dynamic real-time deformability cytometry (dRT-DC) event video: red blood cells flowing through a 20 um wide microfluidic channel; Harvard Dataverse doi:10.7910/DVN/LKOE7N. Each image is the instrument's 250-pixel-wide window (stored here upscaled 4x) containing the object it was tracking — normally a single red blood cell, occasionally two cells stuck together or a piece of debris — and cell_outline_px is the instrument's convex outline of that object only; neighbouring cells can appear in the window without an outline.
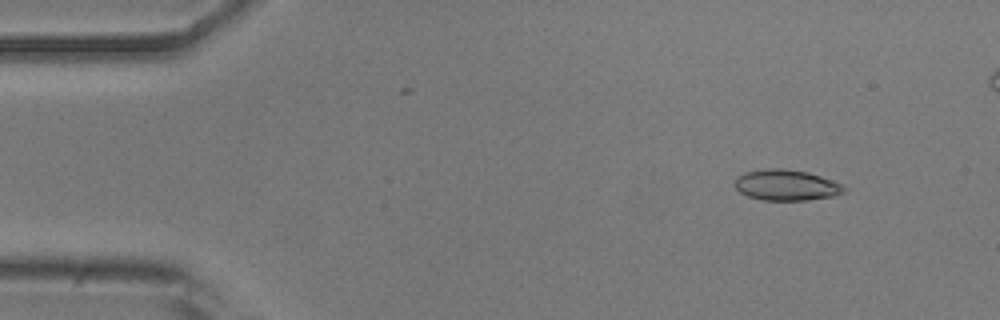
{"species": "common noctule bat (a hibernating species)", "species_latin": "Nyctalus noctula", "temperature_condition": "room temperature", "stored_images_in_passage": 46, "camera_frame_rate_fps": 3000, "um_per_image_px": 0.085, "animal": {"sex": "male", "body_mass_g": 20.5, "forearm_length_mm": 52.5}, "frame": {"image": 1, "passage_image": 1, "time_ms": 0.0, "image_size_px": [1000, 320], "cell_outline_px": [[848, 188], [844, 192], [832, 196], [808, 200], [764, 200], [748, 196], [740, 192], [732, 184], [744, 172], [768, 168], [780, 168], [808, 172], [844, 184]], "centroid_in_image_um": [66.86, 15.73], "position_along_channel_um": 18.1, "area_um2": 19.65}}
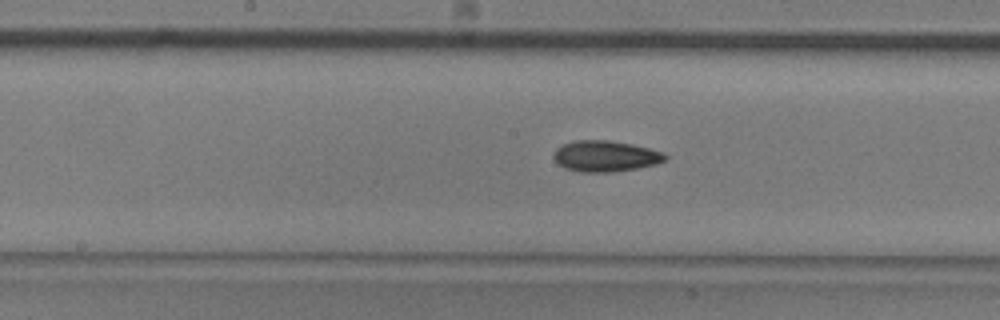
{"frame": {"image": 2, "passage_image": 22, "time_ms": 7.0, "image_size_px": [1000, 320], "cell_outline_px": [[668, 156], [664, 160], [656, 164], [636, 168], [612, 172], [584, 172], [564, 168], [552, 156], [556, 148], [572, 140], [608, 140], [632, 144], [664, 152]], "centroid_in_image_um": [51.45, 13.26], "position_along_channel_um": 196.7, "area_um2": 20.06}}
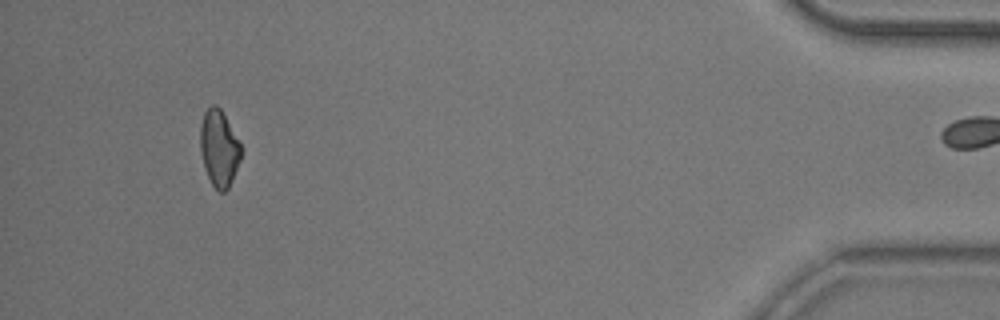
{"frame": {"image": 3, "passage_image": 45, "time_ms": 14.667, "image_size_px": [1000, 320], "cell_outline_px": [[244, 148], [240, 160], [232, 180], [228, 188], [224, 192], [220, 192], [212, 184], [208, 176], [204, 164], [200, 148], [200, 124], [204, 112], [212, 104], [216, 104], [220, 108]], "centroid_in_image_um": [18.64, 12.57], "position_along_channel_um": 416.6, "area_um2": 18.21}, "authors_computed_cell_mechanics": {"area_um2": 19.1607, "velocity_mm_per_s": 3.7976, "shape_relaxation_time_tau1_ms": 7.3752, "shape_relaxation_time_tau2_ms": 10.1519, "deformation_change_tau1": 0.1387, "deformation_change_tau2": 0.1593}}